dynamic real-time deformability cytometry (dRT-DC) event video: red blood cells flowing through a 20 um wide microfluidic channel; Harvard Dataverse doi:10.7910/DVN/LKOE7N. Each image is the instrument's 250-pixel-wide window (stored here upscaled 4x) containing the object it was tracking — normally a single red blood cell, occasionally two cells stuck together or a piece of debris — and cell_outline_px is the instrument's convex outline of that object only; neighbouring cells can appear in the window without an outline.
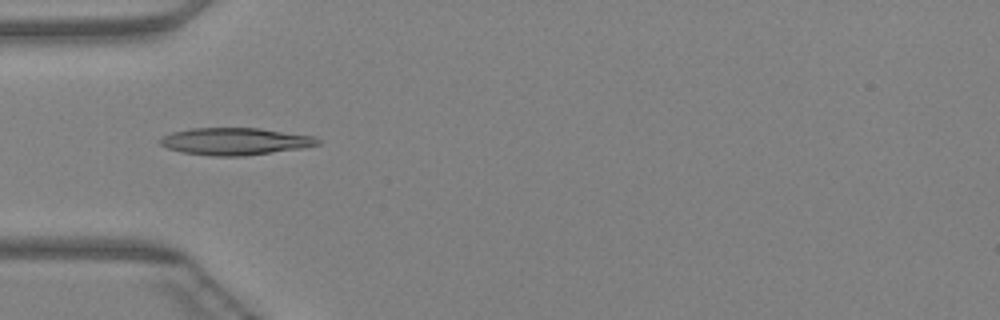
{"species": "Egyptian fruit bat (a non-hibernating species)", "species_latin": "Rousettus aegyptiacus", "temperature_condition": "warm", "stored_images_in_passage": 40, "camera_frame_rate_fps": 3000, "um_per_image_px": 0.085, "animal": {"sex": "female"}, "frame": {"image": 1, "passage_image": 9, "time_ms": 2.667, "image_size_px": [1000, 320], "cell_outline_px": [[320, 144], [300, 148], [244, 156], [212, 156], [184, 152], [168, 148], [160, 144], [160, 140], [164, 136], [172, 132], [188, 128], [260, 128], [316, 136], [320, 140]], "centroid_in_image_um": [20.01, 12.01], "position_along_channel_um": 65.0, "area_um2": 24.85}}
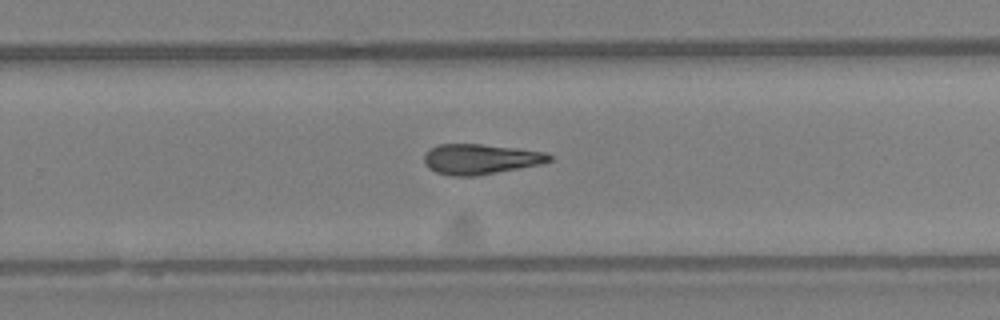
{"frame": {"image": 2, "passage_image": 24, "time_ms": 7.667, "image_size_px": [1000, 320], "cell_outline_px": [[552, 160], [540, 164], [476, 176], [452, 176], [436, 172], [428, 168], [424, 164], [424, 156], [432, 148], [440, 144], [480, 144], [516, 148], [544, 152], [552, 156]], "centroid_in_image_um": [40.82, 13.53], "position_along_channel_um": 289.0, "area_um2": 21.85}}
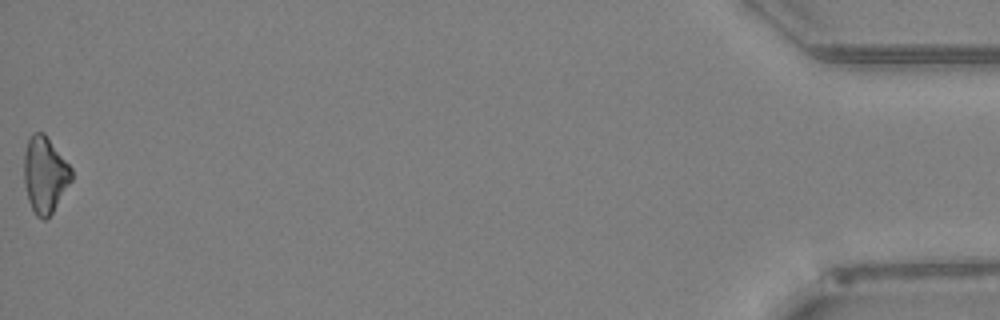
{"frame": {"image": 3, "passage_image": 40, "time_ms": 13.0, "image_size_px": [1000, 320], "cell_outline_px": [[72, 180], [52, 212], [44, 220], [36, 216], [28, 200], [24, 184], [24, 152], [28, 140], [32, 132], [44, 132], [72, 168]], "centroid_in_image_um": [3.81, 14.83], "position_along_channel_um": 431.4, "area_um2": 21.04}}